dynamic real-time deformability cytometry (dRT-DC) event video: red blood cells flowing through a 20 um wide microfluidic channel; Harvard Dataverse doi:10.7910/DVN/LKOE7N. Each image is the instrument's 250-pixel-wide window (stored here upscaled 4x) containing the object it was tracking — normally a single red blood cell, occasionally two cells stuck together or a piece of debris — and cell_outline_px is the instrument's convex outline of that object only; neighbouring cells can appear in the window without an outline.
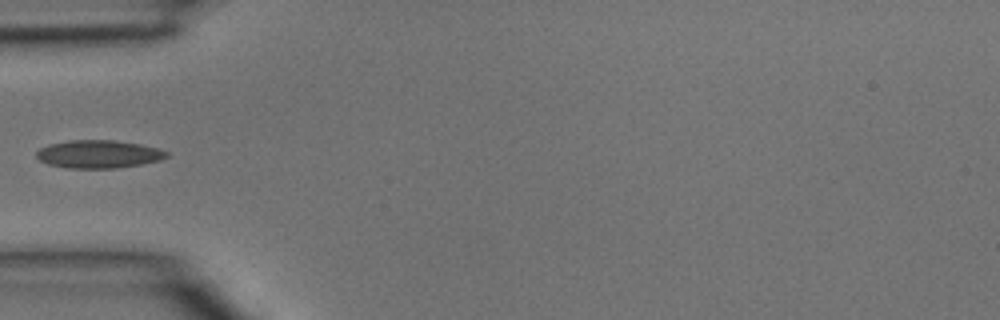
{"species": "common noctule bat (a hibernating species)", "species_latin": "Nyctalus noctula", "temperature_condition": "room temperature", "stored_images_in_passage": 1, "camera_frame_rate_fps": 3000, "um_per_image_px": 0.085, "animal": {"sex": "male", "body_mass_g": 15.6}, "frame": {"image": 1, "passage_image": 1, "time_ms": 0.0, "image_size_px": [1000, 320], "cell_outline_px": [[168, 156], [160, 160], [140, 164], [116, 168], [68, 168], [48, 164], [40, 160], [36, 156], [36, 152], [40, 148], [52, 144], [72, 140], [112, 140], [140, 144], [156, 148], [168, 152]], "centroid_in_image_um": [8.38, 13.1], "position_along_channel_um": 76.6, "area_um2": 20.92}}